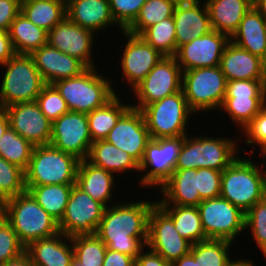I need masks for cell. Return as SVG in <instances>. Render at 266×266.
<instances>
[{
	"label": "cell",
	"instance_id": "cell-1",
	"mask_svg": "<svg viewBox=\"0 0 266 266\" xmlns=\"http://www.w3.org/2000/svg\"><path fill=\"white\" fill-rule=\"evenodd\" d=\"M138 201L106 207L95 232L108 249L135 259L147 245L149 215L156 205Z\"/></svg>",
	"mask_w": 266,
	"mask_h": 266
},
{
	"label": "cell",
	"instance_id": "cell-2",
	"mask_svg": "<svg viewBox=\"0 0 266 266\" xmlns=\"http://www.w3.org/2000/svg\"><path fill=\"white\" fill-rule=\"evenodd\" d=\"M220 196L244 213L266 197V171L249 158L237 157L222 171Z\"/></svg>",
	"mask_w": 266,
	"mask_h": 266
},
{
	"label": "cell",
	"instance_id": "cell-3",
	"mask_svg": "<svg viewBox=\"0 0 266 266\" xmlns=\"http://www.w3.org/2000/svg\"><path fill=\"white\" fill-rule=\"evenodd\" d=\"M4 218L11 224L25 247L33 241L59 233L58 222L28 191L4 201Z\"/></svg>",
	"mask_w": 266,
	"mask_h": 266
},
{
	"label": "cell",
	"instance_id": "cell-4",
	"mask_svg": "<svg viewBox=\"0 0 266 266\" xmlns=\"http://www.w3.org/2000/svg\"><path fill=\"white\" fill-rule=\"evenodd\" d=\"M95 69L87 68L79 76L52 84L66 101L69 111L88 114L104 106L116 95L112 83Z\"/></svg>",
	"mask_w": 266,
	"mask_h": 266
},
{
	"label": "cell",
	"instance_id": "cell-5",
	"mask_svg": "<svg viewBox=\"0 0 266 266\" xmlns=\"http://www.w3.org/2000/svg\"><path fill=\"white\" fill-rule=\"evenodd\" d=\"M80 159L51 145L34 146L25 186L75 184Z\"/></svg>",
	"mask_w": 266,
	"mask_h": 266
},
{
	"label": "cell",
	"instance_id": "cell-6",
	"mask_svg": "<svg viewBox=\"0 0 266 266\" xmlns=\"http://www.w3.org/2000/svg\"><path fill=\"white\" fill-rule=\"evenodd\" d=\"M229 138L185 136L175 169H226L238 156V145Z\"/></svg>",
	"mask_w": 266,
	"mask_h": 266
},
{
	"label": "cell",
	"instance_id": "cell-7",
	"mask_svg": "<svg viewBox=\"0 0 266 266\" xmlns=\"http://www.w3.org/2000/svg\"><path fill=\"white\" fill-rule=\"evenodd\" d=\"M0 88V108L36 101L46 85L43 77L27 54H15L6 63Z\"/></svg>",
	"mask_w": 266,
	"mask_h": 266
},
{
	"label": "cell",
	"instance_id": "cell-8",
	"mask_svg": "<svg viewBox=\"0 0 266 266\" xmlns=\"http://www.w3.org/2000/svg\"><path fill=\"white\" fill-rule=\"evenodd\" d=\"M140 111L151 139L188 135V119L190 115H195L188 106L183 90L152 102Z\"/></svg>",
	"mask_w": 266,
	"mask_h": 266
},
{
	"label": "cell",
	"instance_id": "cell-9",
	"mask_svg": "<svg viewBox=\"0 0 266 266\" xmlns=\"http://www.w3.org/2000/svg\"><path fill=\"white\" fill-rule=\"evenodd\" d=\"M227 80L220 66L190 69L182 72V90L189 108L197 113L221 107Z\"/></svg>",
	"mask_w": 266,
	"mask_h": 266
},
{
	"label": "cell",
	"instance_id": "cell-10",
	"mask_svg": "<svg viewBox=\"0 0 266 266\" xmlns=\"http://www.w3.org/2000/svg\"><path fill=\"white\" fill-rule=\"evenodd\" d=\"M197 208L207 239L233 242L246 230L245 213L221 196L202 200Z\"/></svg>",
	"mask_w": 266,
	"mask_h": 266
},
{
	"label": "cell",
	"instance_id": "cell-11",
	"mask_svg": "<svg viewBox=\"0 0 266 266\" xmlns=\"http://www.w3.org/2000/svg\"><path fill=\"white\" fill-rule=\"evenodd\" d=\"M266 100V81L230 80L221 109L244 130L260 112Z\"/></svg>",
	"mask_w": 266,
	"mask_h": 266
},
{
	"label": "cell",
	"instance_id": "cell-12",
	"mask_svg": "<svg viewBox=\"0 0 266 266\" xmlns=\"http://www.w3.org/2000/svg\"><path fill=\"white\" fill-rule=\"evenodd\" d=\"M185 136L151 139L145 150L139 171H146L141 186H162L175 170L178 155ZM149 168V169H148Z\"/></svg>",
	"mask_w": 266,
	"mask_h": 266
},
{
	"label": "cell",
	"instance_id": "cell-13",
	"mask_svg": "<svg viewBox=\"0 0 266 266\" xmlns=\"http://www.w3.org/2000/svg\"><path fill=\"white\" fill-rule=\"evenodd\" d=\"M182 90V70L174 56H164L146 77L133 89L141 110L146 105Z\"/></svg>",
	"mask_w": 266,
	"mask_h": 266
},
{
	"label": "cell",
	"instance_id": "cell-14",
	"mask_svg": "<svg viewBox=\"0 0 266 266\" xmlns=\"http://www.w3.org/2000/svg\"><path fill=\"white\" fill-rule=\"evenodd\" d=\"M105 207L73 185L59 232L66 236L95 234Z\"/></svg>",
	"mask_w": 266,
	"mask_h": 266
},
{
	"label": "cell",
	"instance_id": "cell-15",
	"mask_svg": "<svg viewBox=\"0 0 266 266\" xmlns=\"http://www.w3.org/2000/svg\"><path fill=\"white\" fill-rule=\"evenodd\" d=\"M146 247L173 264L190 253L192 244L178 233L173 220L156 204L149 215Z\"/></svg>",
	"mask_w": 266,
	"mask_h": 266
},
{
	"label": "cell",
	"instance_id": "cell-16",
	"mask_svg": "<svg viewBox=\"0 0 266 266\" xmlns=\"http://www.w3.org/2000/svg\"><path fill=\"white\" fill-rule=\"evenodd\" d=\"M92 143L85 113L69 111L52 123L50 145L54 148L84 160Z\"/></svg>",
	"mask_w": 266,
	"mask_h": 266
},
{
	"label": "cell",
	"instance_id": "cell-17",
	"mask_svg": "<svg viewBox=\"0 0 266 266\" xmlns=\"http://www.w3.org/2000/svg\"><path fill=\"white\" fill-rule=\"evenodd\" d=\"M9 126L33 146L50 145L52 122L42 113L36 101L3 108Z\"/></svg>",
	"mask_w": 266,
	"mask_h": 266
},
{
	"label": "cell",
	"instance_id": "cell-18",
	"mask_svg": "<svg viewBox=\"0 0 266 266\" xmlns=\"http://www.w3.org/2000/svg\"><path fill=\"white\" fill-rule=\"evenodd\" d=\"M230 38L216 30L195 38L177 49L175 58L182 72L190 69L220 66L221 56Z\"/></svg>",
	"mask_w": 266,
	"mask_h": 266
},
{
	"label": "cell",
	"instance_id": "cell-19",
	"mask_svg": "<svg viewBox=\"0 0 266 266\" xmlns=\"http://www.w3.org/2000/svg\"><path fill=\"white\" fill-rule=\"evenodd\" d=\"M104 140L127 152L139 164L151 140L142 112L131 106Z\"/></svg>",
	"mask_w": 266,
	"mask_h": 266
},
{
	"label": "cell",
	"instance_id": "cell-20",
	"mask_svg": "<svg viewBox=\"0 0 266 266\" xmlns=\"http://www.w3.org/2000/svg\"><path fill=\"white\" fill-rule=\"evenodd\" d=\"M121 32L128 39L121 54V77L124 76L133 90L164 56L140 35Z\"/></svg>",
	"mask_w": 266,
	"mask_h": 266
},
{
	"label": "cell",
	"instance_id": "cell-21",
	"mask_svg": "<svg viewBox=\"0 0 266 266\" xmlns=\"http://www.w3.org/2000/svg\"><path fill=\"white\" fill-rule=\"evenodd\" d=\"M94 33L74 24L67 17L48 32V44L80 60L87 68L94 66L91 48Z\"/></svg>",
	"mask_w": 266,
	"mask_h": 266
},
{
	"label": "cell",
	"instance_id": "cell-22",
	"mask_svg": "<svg viewBox=\"0 0 266 266\" xmlns=\"http://www.w3.org/2000/svg\"><path fill=\"white\" fill-rule=\"evenodd\" d=\"M46 84L79 76L87 67L77 58L51 47L41 46L30 54Z\"/></svg>",
	"mask_w": 266,
	"mask_h": 266
},
{
	"label": "cell",
	"instance_id": "cell-23",
	"mask_svg": "<svg viewBox=\"0 0 266 266\" xmlns=\"http://www.w3.org/2000/svg\"><path fill=\"white\" fill-rule=\"evenodd\" d=\"M220 67L227 81H266V63L258 56L229 41L221 56Z\"/></svg>",
	"mask_w": 266,
	"mask_h": 266
},
{
	"label": "cell",
	"instance_id": "cell-24",
	"mask_svg": "<svg viewBox=\"0 0 266 266\" xmlns=\"http://www.w3.org/2000/svg\"><path fill=\"white\" fill-rule=\"evenodd\" d=\"M200 0L175 6L173 19L177 49L212 30L206 3L200 6ZM203 7V8H202Z\"/></svg>",
	"mask_w": 266,
	"mask_h": 266
},
{
	"label": "cell",
	"instance_id": "cell-25",
	"mask_svg": "<svg viewBox=\"0 0 266 266\" xmlns=\"http://www.w3.org/2000/svg\"><path fill=\"white\" fill-rule=\"evenodd\" d=\"M66 17L94 34L116 24L110 11L109 0H68Z\"/></svg>",
	"mask_w": 266,
	"mask_h": 266
},
{
	"label": "cell",
	"instance_id": "cell-26",
	"mask_svg": "<svg viewBox=\"0 0 266 266\" xmlns=\"http://www.w3.org/2000/svg\"><path fill=\"white\" fill-rule=\"evenodd\" d=\"M25 251L34 266H71L74 259L71 237L60 232L53 237L31 242Z\"/></svg>",
	"mask_w": 266,
	"mask_h": 266
},
{
	"label": "cell",
	"instance_id": "cell-27",
	"mask_svg": "<svg viewBox=\"0 0 266 266\" xmlns=\"http://www.w3.org/2000/svg\"><path fill=\"white\" fill-rule=\"evenodd\" d=\"M162 192L157 205L198 206L202 201L197 189V169H175L159 188Z\"/></svg>",
	"mask_w": 266,
	"mask_h": 266
},
{
	"label": "cell",
	"instance_id": "cell-28",
	"mask_svg": "<svg viewBox=\"0 0 266 266\" xmlns=\"http://www.w3.org/2000/svg\"><path fill=\"white\" fill-rule=\"evenodd\" d=\"M113 173L92 165L86 159L80 160L75 185L105 208L112 199Z\"/></svg>",
	"mask_w": 266,
	"mask_h": 266
},
{
	"label": "cell",
	"instance_id": "cell-29",
	"mask_svg": "<svg viewBox=\"0 0 266 266\" xmlns=\"http://www.w3.org/2000/svg\"><path fill=\"white\" fill-rule=\"evenodd\" d=\"M212 30L229 38L237 31L243 16L253 6V0H207L205 1Z\"/></svg>",
	"mask_w": 266,
	"mask_h": 266
},
{
	"label": "cell",
	"instance_id": "cell-30",
	"mask_svg": "<svg viewBox=\"0 0 266 266\" xmlns=\"http://www.w3.org/2000/svg\"><path fill=\"white\" fill-rule=\"evenodd\" d=\"M230 41L265 62L266 20L253 6L243 16Z\"/></svg>",
	"mask_w": 266,
	"mask_h": 266
},
{
	"label": "cell",
	"instance_id": "cell-31",
	"mask_svg": "<svg viewBox=\"0 0 266 266\" xmlns=\"http://www.w3.org/2000/svg\"><path fill=\"white\" fill-rule=\"evenodd\" d=\"M86 160L113 174L132 170L139 172V164L127 152L106 140L94 141Z\"/></svg>",
	"mask_w": 266,
	"mask_h": 266
},
{
	"label": "cell",
	"instance_id": "cell-32",
	"mask_svg": "<svg viewBox=\"0 0 266 266\" xmlns=\"http://www.w3.org/2000/svg\"><path fill=\"white\" fill-rule=\"evenodd\" d=\"M9 35L16 54L30 55L48 44V32L34 25L21 12L11 23Z\"/></svg>",
	"mask_w": 266,
	"mask_h": 266
},
{
	"label": "cell",
	"instance_id": "cell-33",
	"mask_svg": "<svg viewBox=\"0 0 266 266\" xmlns=\"http://www.w3.org/2000/svg\"><path fill=\"white\" fill-rule=\"evenodd\" d=\"M172 220L178 233L192 245L207 240L197 206L158 205Z\"/></svg>",
	"mask_w": 266,
	"mask_h": 266
},
{
	"label": "cell",
	"instance_id": "cell-34",
	"mask_svg": "<svg viewBox=\"0 0 266 266\" xmlns=\"http://www.w3.org/2000/svg\"><path fill=\"white\" fill-rule=\"evenodd\" d=\"M73 185L75 184L25 187L36 202L59 223L64 216Z\"/></svg>",
	"mask_w": 266,
	"mask_h": 266
},
{
	"label": "cell",
	"instance_id": "cell-35",
	"mask_svg": "<svg viewBox=\"0 0 266 266\" xmlns=\"http://www.w3.org/2000/svg\"><path fill=\"white\" fill-rule=\"evenodd\" d=\"M21 13L34 25L49 32L66 17V1L32 0L21 5Z\"/></svg>",
	"mask_w": 266,
	"mask_h": 266
},
{
	"label": "cell",
	"instance_id": "cell-36",
	"mask_svg": "<svg viewBox=\"0 0 266 266\" xmlns=\"http://www.w3.org/2000/svg\"><path fill=\"white\" fill-rule=\"evenodd\" d=\"M131 107L125 105L116 94L104 106L94 109L86 114L89 124V132L92 141L104 140L112 128L117 124L119 118Z\"/></svg>",
	"mask_w": 266,
	"mask_h": 266
},
{
	"label": "cell",
	"instance_id": "cell-37",
	"mask_svg": "<svg viewBox=\"0 0 266 266\" xmlns=\"http://www.w3.org/2000/svg\"><path fill=\"white\" fill-rule=\"evenodd\" d=\"M233 242L207 239L192 245L190 254L198 260L200 266H233L237 261L229 257Z\"/></svg>",
	"mask_w": 266,
	"mask_h": 266
},
{
	"label": "cell",
	"instance_id": "cell-38",
	"mask_svg": "<svg viewBox=\"0 0 266 266\" xmlns=\"http://www.w3.org/2000/svg\"><path fill=\"white\" fill-rule=\"evenodd\" d=\"M34 146L10 126L0 139V156L24 171L29 165Z\"/></svg>",
	"mask_w": 266,
	"mask_h": 266
},
{
	"label": "cell",
	"instance_id": "cell-39",
	"mask_svg": "<svg viewBox=\"0 0 266 266\" xmlns=\"http://www.w3.org/2000/svg\"><path fill=\"white\" fill-rule=\"evenodd\" d=\"M175 6L170 0H147L126 31L134 35H140L153 24L173 17Z\"/></svg>",
	"mask_w": 266,
	"mask_h": 266
},
{
	"label": "cell",
	"instance_id": "cell-40",
	"mask_svg": "<svg viewBox=\"0 0 266 266\" xmlns=\"http://www.w3.org/2000/svg\"><path fill=\"white\" fill-rule=\"evenodd\" d=\"M140 36L163 56H175L177 44L173 17L153 24L145 29Z\"/></svg>",
	"mask_w": 266,
	"mask_h": 266
},
{
	"label": "cell",
	"instance_id": "cell-41",
	"mask_svg": "<svg viewBox=\"0 0 266 266\" xmlns=\"http://www.w3.org/2000/svg\"><path fill=\"white\" fill-rule=\"evenodd\" d=\"M74 258L83 266H102L106 245L96 234L75 235L71 237Z\"/></svg>",
	"mask_w": 266,
	"mask_h": 266
},
{
	"label": "cell",
	"instance_id": "cell-42",
	"mask_svg": "<svg viewBox=\"0 0 266 266\" xmlns=\"http://www.w3.org/2000/svg\"><path fill=\"white\" fill-rule=\"evenodd\" d=\"M25 191L24 170L0 156V198L5 201Z\"/></svg>",
	"mask_w": 266,
	"mask_h": 266
},
{
	"label": "cell",
	"instance_id": "cell-43",
	"mask_svg": "<svg viewBox=\"0 0 266 266\" xmlns=\"http://www.w3.org/2000/svg\"><path fill=\"white\" fill-rule=\"evenodd\" d=\"M248 228L266 258V197L245 213V229Z\"/></svg>",
	"mask_w": 266,
	"mask_h": 266
},
{
	"label": "cell",
	"instance_id": "cell-44",
	"mask_svg": "<svg viewBox=\"0 0 266 266\" xmlns=\"http://www.w3.org/2000/svg\"><path fill=\"white\" fill-rule=\"evenodd\" d=\"M42 113L53 123L69 112L66 101L52 84H46L36 100Z\"/></svg>",
	"mask_w": 266,
	"mask_h": 266
},
{
	"label": "cell",
	"instance_id": "cell-45",
	"mask_svg": "<svg viewBox=\"0 0 266 266\" xmlns=\"http://www.w3.org/2000/svg\"><path fill=\"white\" fill-rule=\"evenodd\" d=\"M25 248L11 224L3 217L0 220V265L21 255Z\"/></svg>",
	"mask_w": 266,
	"mask_h": 266
},
{
	"label": "cell",
	"instance_id": "cell-46",
	"mask_svg": "<svg viewBox=\"0 0 266 266\" xmlns=\"http://www.w3.org/2000/svg\"><path fill=\"white\" fill-rule=\"evenodd\" d=\"M147 0H109L112 17L122 30H126L138 16Z\"/></svg>",
	"mask_w": 266,
	"mask_h": 266
},
{
	"label": "cell",
	"instance_id": "cell-47",
	"mask_svg": "<svg viewBox=\"0 0 266 266\" xmlns=\"http://www.w3.org/2000/svg\"><path fill=\"white\" fill-rule=\"evenodd\" d=\"M245 134L246 144L260 146V154L263 157V167L266 158V100L263 102L260 112L253 118L251 123L242 130Z\"/></svg>",
	"mask_w": 266,
	"mask_h": 266
},
{
	"label": "cell",
	"instance_id": "cell-48",
	"mask_svg": "<svg viewBox=\"0 0 266 266\" xmlns=\"http://www.w3.org/2000/svg\"><path fill=\"white\" fill-rule=\"evenodd\" d=\"M221 176L222 172L215 169H197V189L201 200H207L220 196Z\"/></svg>",
	"mask_w": 266,
	"mask_h": 266
},
{
	"label": "cell",
	"instance_id": "cell-49",
	"mask_svg": "<svg viewBox=\"0 0 266 266\" xmlns=\"http://www.w3.org/2000/svg\"><path fill=\"white\" fill-rule=\"evenodd\" d=\"M20 12L21 5L16 0H0V30L8 32Z\"/></svg>",
	"mask_w": 266,
	"mask_h": 266
},
{
	"label": "cell",
	"instance_id": "cell-50",
	"mask_svg": "<svg viewBox=\"0 0 266 266\" xmlns=\"http://www.w3.org/2000/svg\"><path fill=\"white\" fill-rule=\"evenodd\" d=\"M102 266H135V258L107 248Z\"/></svg>",
	"mask_w": 266,
	"mask_h": 266
},
{
	"label": "cell",
	"instance_id": "cell-51",
	"mask_svg": "<svg viewBox=\"0 0 266 266\" xmlns=\"http://www.w3.org/2000/svg\"><path fill=\"white\" fill-rule=\"evenodd\" d=\"M135 266H172V263L149 249V251L140 252L135 259Z\"/></svg>",
	"mask_w": 266,
	"mask_h": 266
},
{
	"label": "cell",
	"instance_id": "cell-52",
	"mask_svg": "<svg viewBox=\"0 0 266 266\" xmlns=\"http://www.w3.org/2000/svg\"><path fill=\"white\" fill-rule=\"evenodd\" d=\"M9 32L0 30V66L15 55Z\"/></svg>",
	"mask_w": 266,
	"mask_h": 266
},
{
	"label": "cell",
	"instance_id": "cell-53",
	"mask_svg": "<svg viewBox=\"0 0 266 266\" xmlns=\"http://www.w3.org/2000/svg\"><path fill=\"white\" fill-rule=\"evenodd\" d=\"M0 266H34V265L32 264L28 253L25 251L21 255L13 259H10L9 261Z\"/></svg>",
	"mask_w": 266,
	"mask_h": 266
},
{
	"label": "cell",
	"instance_id": "cell-54",
	"mask_svg": "<svg viewBox=\"0 0 266 266\" xmlns=\"http://www.w3.org/2000/svg\"><path fill=\"white\" fill-rule=\"evenodd\" d=\"M172 266H200L198 260H195L194 257L189 253L185 256H182L179 260H176Z\"/></svg>",
	"mask_w": 266,
	"mask_h": 266
},
{
	"label": "cell",
	"instance_id": "cell-55",
	"mask_svg": "<svg viewBox=\"0 0 266 266\" xmlns=\"http://www.w3.org/2000/svg\"><path fill=\"white\" fill-rule=\"evenodd\" d=\"M9 127V119L8 116L3 108H0V139L2 135Z\"/></svg>",
	"mask_w": 266,
	"mask_h": 266
},
{
	"label": "cell",
	"instance_id": "cell-56",
	"mask_svg": "<svg viewBox=\"0 0 266 266\" xmlns=\"http://www.w3.org/2000/svg\"><path fill=\"white\" fill-rule=\"evenodd\" d=\"M253 7L266 20V0H253Z\"/></svg>",
	"mask_w": 266,
	"mask_h": 266
},
{
	"label": "cell",
	"instance_id": "cell-57",
	"mask_svg": "<svg viewBox=\"0 0 266 266\" xmlns=\"http://www.w3.org/2000/svg\"><path fill=\"white\" fill-rule=\"evenodd\" d=\"M249 259H241L237 260V262L233 266H254Z\"/></svg>",
	"mask_w": 266,
	"mask_h": 266
},
{
	"label": "cell",
	"instance_id": "cell-58",
	"mask_svg": "<svg viewBox=\"0 0 266 266\" xmlns=\"http://www.w3.org/2000/svg\"><path fill=\"white\" fill-rule=\"evenodd\" d=\"M171 2H173L175 5L178 4H189V3H193L197 0H170Z\"/></svg>",
	"mask_w": 266,
	"mask_h": 266
},
{
	"label": "cell",
	"instance_id": "cell-59",
	"mask_svg": "<svg viewBox=\"0 0 266 266\" xmlns=\"http://www.w3.org/2000/svg\"><path fill=\"white\" fill-rule=\"evenodd\" d=\"M4 217V201L0 198V220Z\"/></svg>",
	"mask_w": 266,
	"mask_h": 266
},
{
	"label": "cell",
	"instance_id": "cell-60",
	"mask_svg": "<svg viewBox=\"0 0 266 266\" xmlns=\"http://www.w3.org/2000/svg\"><path fill=\"white\" fill-rule=\"evenodd\" d=\"M71 266H83L81 263H79L75 258L72 260Z\"/></svg>",
	"mask_w": 266,
	"mask_h": 266
},
{
	"label": "cell",
	"instance_id": "cell-61",
	"mask_svg": "<svg viewBox=\"0 0 266 266\" xmlns=\"http://www.w3.org/2000/svg\"><path fill=\"white\" fill-rule=\"evenodd\" d=\"M20 5L26 3V2H29V1H32V0H16Z\"/></svg>",
	"mask_w": 266,
	"mask_h": 266
},
{
	"label": "cell",
	"instance_id": "cell-62",
	"mask_svg": "<svg viewBox=\"0 0 266 266\" xmlns=\"http://www.w3.org/2000/svg\"><path fill=\"white\" fill-rule=\"evenodd\" d=\"M265 63H266V41H265Z\"/></svg>",
	"mask_w": 266,
	"mask_h": 266
}]
</instances>
